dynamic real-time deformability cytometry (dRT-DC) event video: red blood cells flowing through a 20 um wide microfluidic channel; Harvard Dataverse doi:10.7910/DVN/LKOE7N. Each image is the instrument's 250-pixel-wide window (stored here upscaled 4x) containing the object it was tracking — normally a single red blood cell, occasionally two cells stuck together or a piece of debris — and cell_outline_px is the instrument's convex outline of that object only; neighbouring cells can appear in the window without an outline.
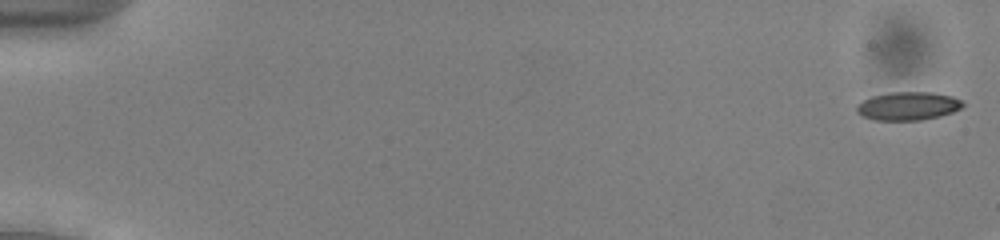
{"species": "common noctule bat (a hibernating species)", "species_latin": "Nyctalus noctula", "temperature_condition": "cold", "stored_images_in_passage": 16, "camera_frame_rate_fps": 3000, "um_per_image_px": 0.085, "animal": {"sex": "male", "body_mass_g": 13.0, "forearm_length_mm": 53.1}, "frame": {"image": 1, "passage_image": 1, "time_ms": 0.0, "image_size_px": [1000, 240], "cell_outline_px": [[964, 104], [960, 108], [952, 112], [940, 116], [920, 120], [872, 120], [856, 112], [856, 104], [872, 96], [892, 92], [932, 92], [952, 96], [960, 100]], "centroid_in_image_um": [77.16, 9.01], "position_along_channel_um": 7.8, "area_um2": 17.46}}